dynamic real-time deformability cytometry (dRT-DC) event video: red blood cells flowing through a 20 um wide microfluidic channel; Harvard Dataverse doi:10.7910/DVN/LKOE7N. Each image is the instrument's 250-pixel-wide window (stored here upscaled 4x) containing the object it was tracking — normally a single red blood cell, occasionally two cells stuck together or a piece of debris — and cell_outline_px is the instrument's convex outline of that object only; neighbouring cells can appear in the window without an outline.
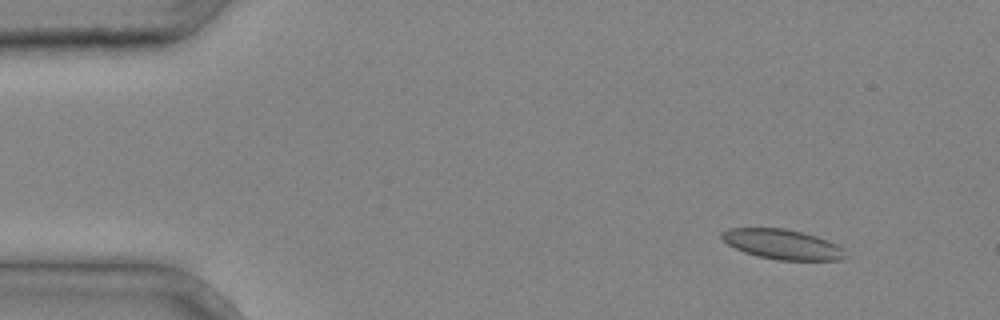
{"species": "common noctule bat (a hibernating species)", "species_latin": "Nyctalus noctula", "temperature_condition": "cold", "stored_images_in_passage": 3, "camera_frame_rate_fps": 3000, "um_per_image_px": 0.085, "animal": {"sex": "male", "body_mass_g": 20.4}, "frame": {"image": 1, "passage_image": 1, "time_ms": 0.0, "image_size_px": [1000, 320], "cell_outline_px": [[848, 256], [844, 260], [780, 260], [756, 256], [744, 252], [728, 244], [720, 236], [720, 232], [728, 228], [784, 228], [816, 236], [836, 244], [844, 248]], "centroid_in_image_um": [66.52, 20.77], "position_along_channel_um": 18.5, "area_um2": 21.62}}